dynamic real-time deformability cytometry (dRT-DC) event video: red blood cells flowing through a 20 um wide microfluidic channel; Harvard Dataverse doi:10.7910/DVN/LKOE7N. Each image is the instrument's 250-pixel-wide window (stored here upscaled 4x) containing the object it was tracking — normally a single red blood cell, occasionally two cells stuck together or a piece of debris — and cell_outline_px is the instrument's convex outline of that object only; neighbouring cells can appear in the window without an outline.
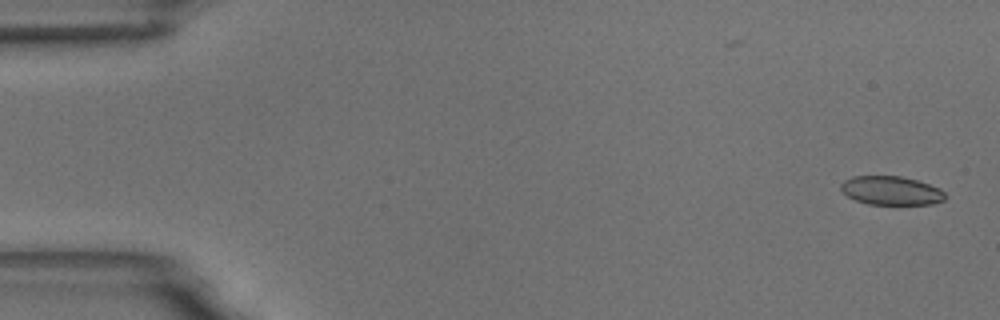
{"species": "common noctule bat (a hibernating species)", "species_latin": "Nyctalus noctula", "temperature_condition": "room temperature", "stored_images_in_passage": 57, "camera_frame_rate_fps": 3000, "um_per_image_px": 0.085, "animal": {"sex": "male", "body_mass_g": 18.8}, "frame": {"image": 1, "passage_image": 1, "time_ms": 0.0, "image_size_px": [1000, 320], "cell_outline_px": [[948, 196], [944, 200], [932, 204], [868, 204], [856, 200], [848, 196], [840, 188], [840, 184], [844, 180], [852, 176], [900, 176], [916, 180], [940, 188]], "centroid_in_image_um": [75.76, 16.2], "position_along_channel_um": 9.2, "area_um2": 17.46}}
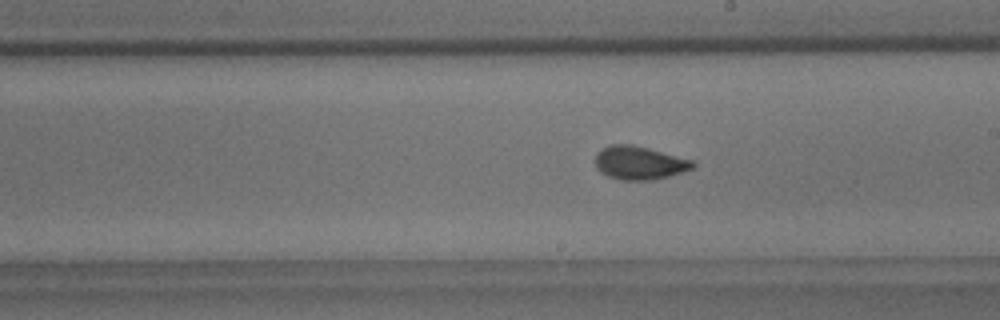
{"frame": {"image": 2, "passage_image": 32, "time_ms": 10.333, "image_size_px": [1000, 320], "cell_outline_px": [[696, 164], [692, 168], [668, 176], [652, 180], [620, 180], [608, 176], [600, 172], [596, 168], [596, 152], [608, 144], [632, 144], [696, 160]], "centroid_in_image_um": [54.34, 13.83], "position_along_channel_um": 234.7, "area_um2": 19.13}}
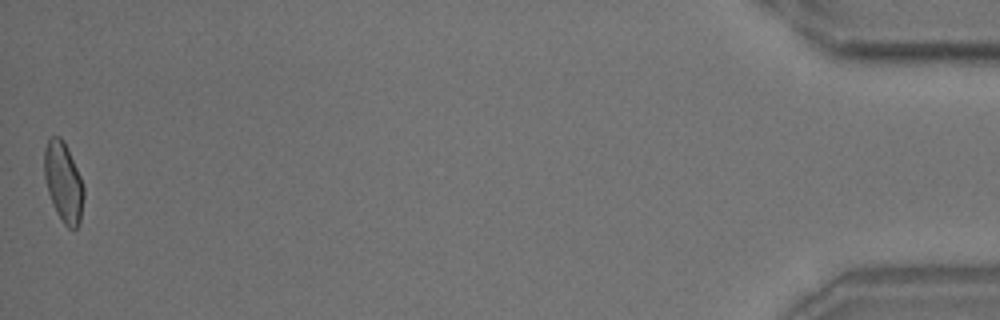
{"frame": {"image": 3, "passage_image": 57, "time_ms": 18.667, "image_size_px": [1000, 320], "cell_outline_px": [[84, 196], [80, 224], [76, 228], [68, 228], [64, 224], [56, 212], [52, 204], [48, 192], [44, 176], [44, 148], [48, 140], [52, 136], [60, 136], [64, 140], [80, 176], [84, 188]], "centroid_in_image_um": [5.39, 15.49], "position_along_channel_um": 429.8, "area_um2": 18.44}, "authors_computed_cell_mechanics": {"area_um2": 18.5538, "velocity_mm_per_s": 3.4803, "shape_relaxation_time_tau1_ms": 5.5147, "shape_relaxation_time_tau2_ms": 0.8102, "deformation_change_tau1": 0.1268, "deformation_change_tau2": 0.0443}}